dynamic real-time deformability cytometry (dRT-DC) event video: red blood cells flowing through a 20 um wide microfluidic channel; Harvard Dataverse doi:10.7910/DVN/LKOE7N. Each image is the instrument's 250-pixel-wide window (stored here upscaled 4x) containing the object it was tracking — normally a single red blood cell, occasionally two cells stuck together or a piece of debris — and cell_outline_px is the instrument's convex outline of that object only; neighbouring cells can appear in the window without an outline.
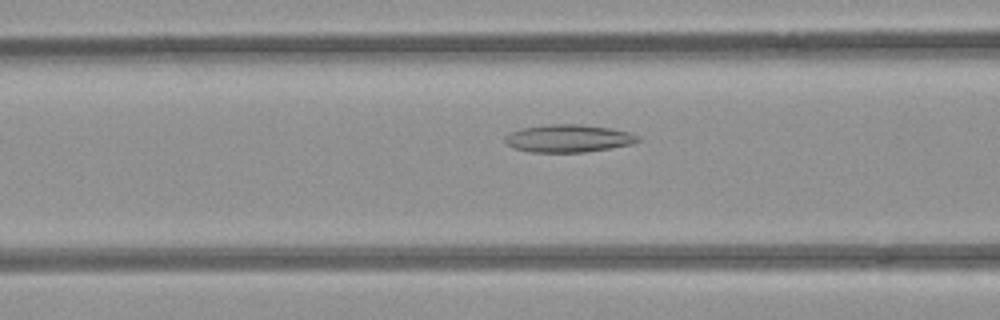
{"species": "common noctule bat (a hibernating species)", "species_latin": "Nyctalus noctula", "temperature_condition": "room temperature", "stored_images_in_passage": 53, "camera_frame_rate_fps": 3000, "um_per_image_px": 0.085, "animal": {"sex": "female", "body_mass_g": 21.9}, "frame": {"image": 1, "passage_image": 21, "time_ms": 6.667, "image_size_px": [1000, 320], "cell_outline_px": [[640, 140], [632, 144], [584, 152], [532, 152], [512, 148], [504, 140], [504, 136], [508, 132], [520, 128], [552, 124], [580, 124], [608, 128], [628, 132], [640, 136]], "centroid_in_image_um": [48.26, 11.76], "position_along_channel_um": 118.3, "area_um2": 21.39}}
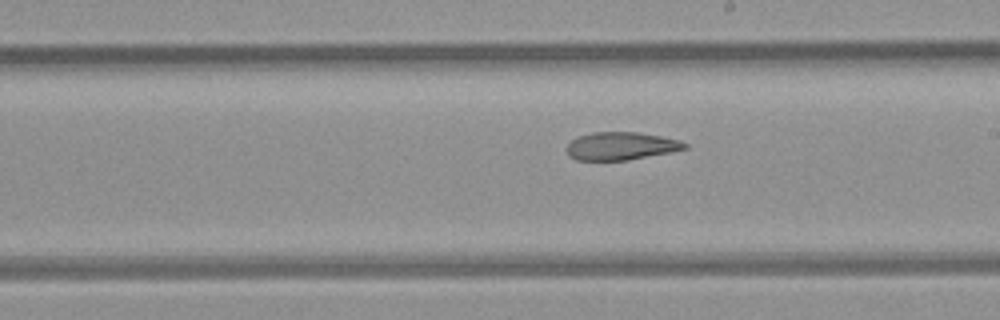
{"frame": {"image": 2, "passage_image": 30, "time_ms": 9.667, "image_size_px": [1000, 320], "cell_outline_px": [[688, 148], [628, 160], [576, 160], [568, 156], [568, 144], [572, 140], [580, 136], [592, 132], [636, 132], [660, 136], [680, 140], [688, 144]], "centroid_in_image_um": [52.78, 12.41], "position_along_channel_um": 236.2, "area_um2": 18.96}}
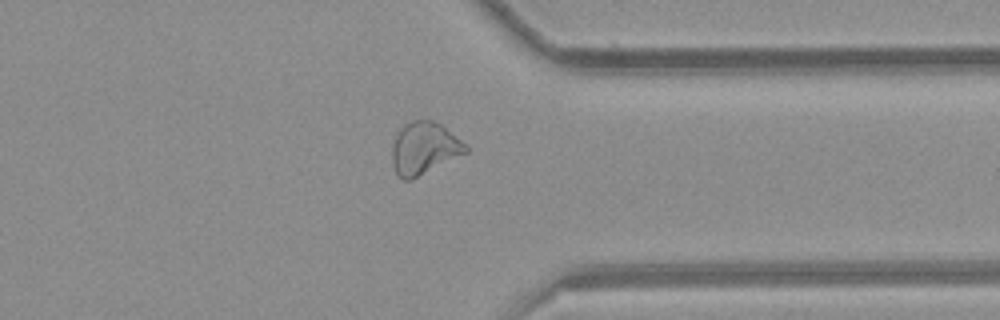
{"frame": {"image": 3, "passage_image": 41, "time_ms": 13.333, "image_size_px": [1000, 320], "cell_outline_px": [[468, 152], [412, 180], [404, 180], [396, 176], [392, 164], [392, 144], [400, 128], [404, 124], [412, 120], [432, 120], [440, 124], [460, 140], [468, 148]], "centroid_in_image_um": [36.01, 12.63], "position_along_channel_um": 375.4, "area_um2": 22.43}, "authors_computed_cell_mechanics": {"area_um2": 23.9292, "velocity_mm_per_s": 3.9169, "shape_relaxation_time_tau1_ms": null, "shape_relaxation_time_tau2_ms": 3.6015, "deformation_change_tau1": null, "deformation_change_tau2": 0.1075}}